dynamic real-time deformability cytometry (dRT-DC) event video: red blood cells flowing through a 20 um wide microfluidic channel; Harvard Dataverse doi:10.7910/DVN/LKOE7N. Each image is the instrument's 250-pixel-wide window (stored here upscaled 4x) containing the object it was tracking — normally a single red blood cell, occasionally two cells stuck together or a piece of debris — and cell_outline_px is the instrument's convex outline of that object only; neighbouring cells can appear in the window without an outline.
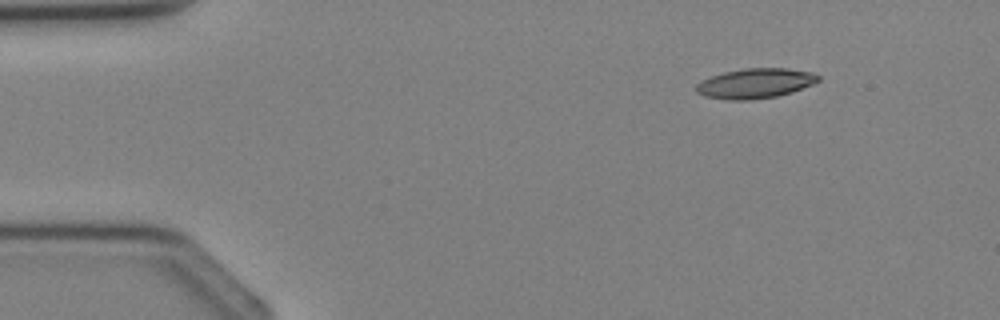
{"species": "Egyptian fruit bat (a non-hibernating species)", "species_latin": "Rousettus aegyptiacus", "temperature_condition": "cold", "stored_images_in_passage": 3, "camera_frame_rate_fps": 3000, "um_per_image_px": 0.085, "animal": {"sex": "female"}, "frame": {"image": 1, "passage_image": 3, "time_ms": 2.333, "image_size_px": [1000, 320], "cell_outline_px": [[820, 80], [812, 84], [792, 92], [776, 96], [752, 100], [728, 100], [704, 96], [696, 92], [696, 84], [700, 80], [724, 72], [744, 68], [788, 68], [812, 72], [820, 76]], "centroid_in_image_um": [64.18, 7.08], "position_along_channel_um": 20.8, "area_um2": 21.39}}